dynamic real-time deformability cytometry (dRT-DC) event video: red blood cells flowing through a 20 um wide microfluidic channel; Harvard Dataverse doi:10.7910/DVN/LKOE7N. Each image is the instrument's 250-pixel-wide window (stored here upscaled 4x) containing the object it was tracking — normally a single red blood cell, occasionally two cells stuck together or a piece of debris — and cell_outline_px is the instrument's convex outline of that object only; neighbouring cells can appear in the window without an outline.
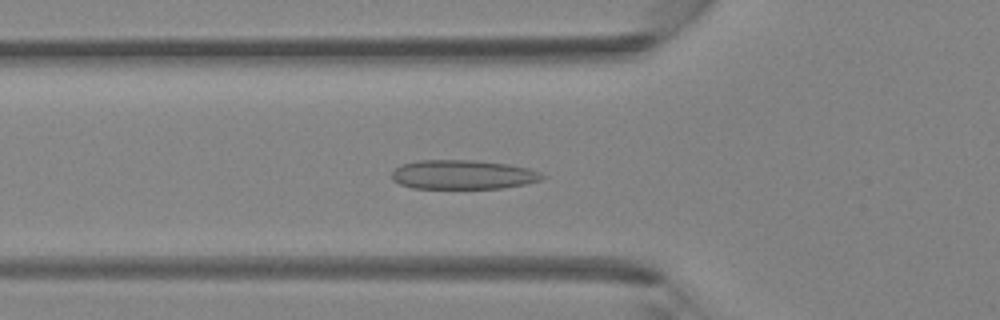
{"species": "Egyptian fruit bat (a non-hibernating species)", "species_latin": "Rousettus aegyptiacus", "temperature_condition": "room temperature", "stored_images_in_passage": 42, "camera_frame_rate_fps": 3000, "um_per_image_px": 0.085, "animal": {"sex": "female"}, "frame": {"image": 1, "passage_image": 14, "time_ms": 4.333, "image_size_px": [1000, 320], "cell_outline_px": [[548, 176], [540, 180], [524, 184], [500, 188], [412, 188], [400, 184], [392, 180], [392, 172], [400, 164], [416, 160], [476, 160], [508, 164], [528, 168], [540, 172]], "centroid_in_image_um": [39.33, 14.83], "position_along_channel_um": 86.5, "area_um2": 25.72}}
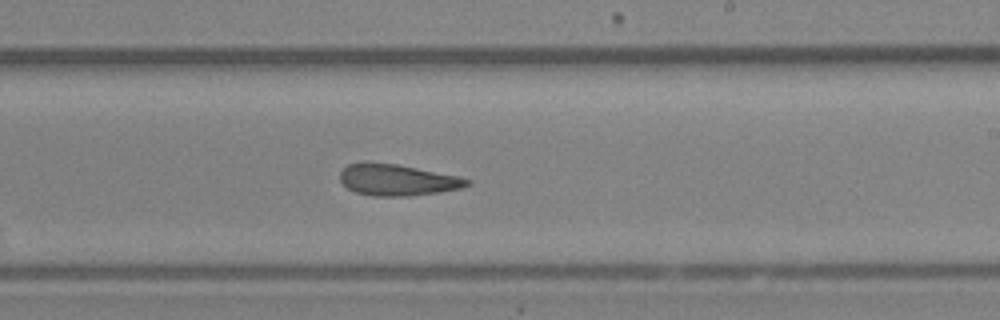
{"frame": {"image": 2, "passage_image": 25, "time_ms": 8.0, "image_size_px": [1000, 320], "cell_outline_px": [[472, 184], [460, 188], [440, 192], [408, 196], [372, 196], [356, 192], [348, 188], [340, 180], [340, 172], [348, 164], [396, 164], [460, 176], [472, 180]], "centroid_in_image_um": [33.84, 15.32], "position_along_channel_um": 255.2, "area_um2": 22.83}}
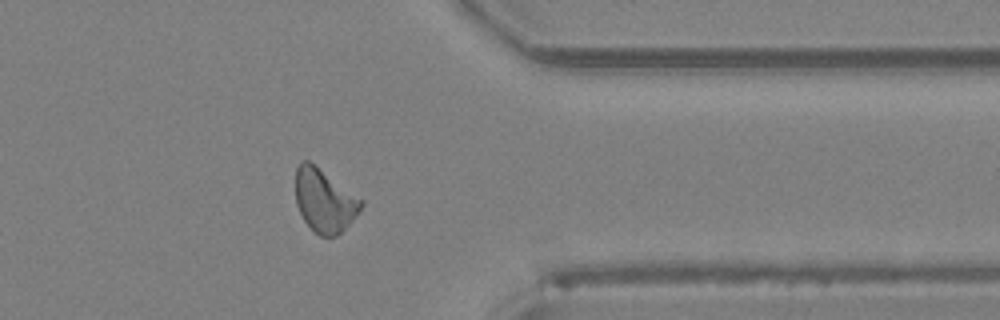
{"frame": {"image": 3, "passage_image": 34, "time_ms": 11.0, "image_size_px": [1000, 320], "cell_outline_px": [[364, 204], [356, 216], [336, 236], [320, 236], [304, 220], [296, 204], [296, 168], [300, 160], [308, 160], [364, 200]], "centroid_in_image_um": [27.58, 17.03], "position_along_channel_um": 383.8, "area_um2": 23.87}}